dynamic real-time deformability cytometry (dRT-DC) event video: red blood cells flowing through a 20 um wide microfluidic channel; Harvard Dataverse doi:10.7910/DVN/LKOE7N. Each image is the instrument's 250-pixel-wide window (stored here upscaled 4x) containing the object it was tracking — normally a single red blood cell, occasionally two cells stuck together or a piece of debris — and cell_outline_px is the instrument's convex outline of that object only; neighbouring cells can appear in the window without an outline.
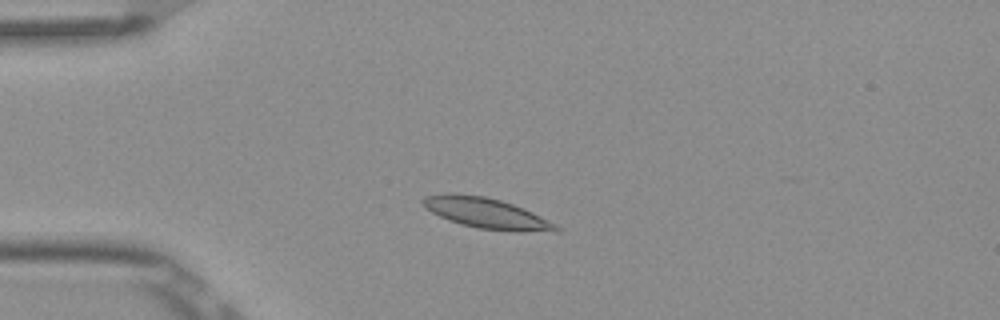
{"species": "Egyptian fruit bat (a non-hibernating species)", "species_latin": "Rousettus aegyptiacus", "temperature_condition": "room temperature", "stored_images_in_passage": 8, "camera_frame_rate_fps": 3000, "um_per_image_px": 0.085, "frame": {"image": 1, "passage_image": 2, "time_ms": 0.333, "image_size_px": [1000, 320], "cell_outline_px": [[560, 232], [516, 232], [480, 228], [460, 224], [448, 220], [424, 208], [420, 204], [420, 200], [424, 196], [448, 192], [452, 192], [484, 196], [500, 200], [512, 204], [532, 212], [556, 224], [560, 228]], "centroid_in_image_um": [41.32, 18.12], "position_along_channel_um": 43.7, "area_um2": 23.99}}
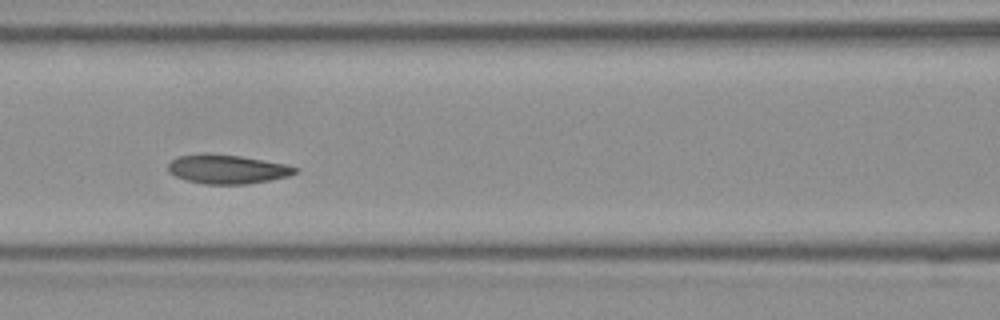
{"frame": {"image": 2, "passage_image": 5, "time_ms": 1.333, "image_size_px": [1000, 320], "cell_outline_px": [[300, 172], [288, 176], [248, 184], [204, 184], [188, 180], [176, 176], [168, 172], [168, 164], [176, 156], [204, 152], [240, 156], [284, 164], [300, 168]], "centroid_in_image_um": [19.3, 14.37], "position_along_channel_um": 147.3, "area_um2": 21.62}}
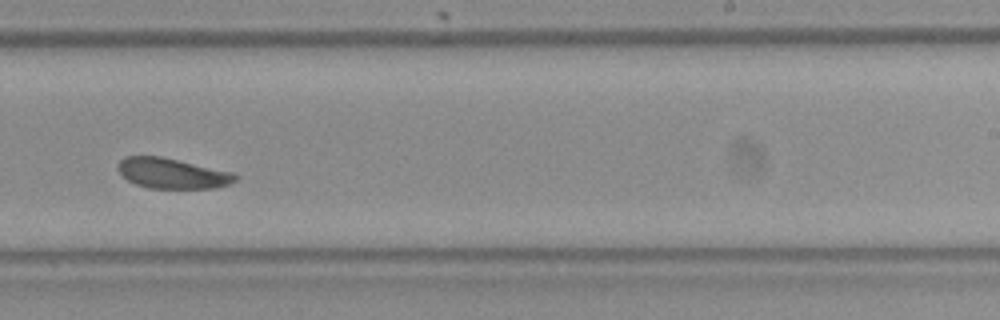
{"frame": {"image": 3, "passage_image": 8, "time_ms": 2.333, "image_size_px": [1000, 320], "cell_outline_px": [[240, 176], [236, 180], [228, 184], [216, 188], [148, 188], [136, 184], [128, 180], [116, 168], [116, 164], [124, 156], [160, 156], [232, 172]], "centroid_in_image_um": [14.62, 14.73], "position_along_channel_um": 274.4, "area_um2": 20.69}}